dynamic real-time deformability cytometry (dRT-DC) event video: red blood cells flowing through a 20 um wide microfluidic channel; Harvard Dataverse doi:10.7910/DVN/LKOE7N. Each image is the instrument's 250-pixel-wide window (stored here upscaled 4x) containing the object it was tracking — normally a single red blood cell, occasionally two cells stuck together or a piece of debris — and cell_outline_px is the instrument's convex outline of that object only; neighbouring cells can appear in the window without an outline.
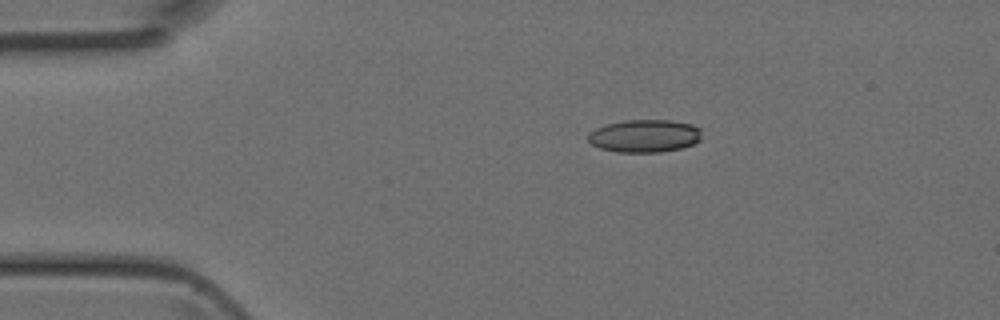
{"species": "Egyptian fruit bat (a non-hibernating species)", "species_latin": "Rousettus aegyptiacus", "temperature_condition": "room temperature", "stored_images_in_passage": 39, "camera_frame_rate_fps": 3000, "um_per_image_px": 0.085, "animal": {"sex": "female"}, "frame": {"image": 1, "passage_image": 1, "time_ms": 0.0, "image_size_px": [1000, 320], "cell_outline_px": [[700, 140], [692, 144], [680, 148], [660, 152], [616, 152], [600, 148], [592, 144], [588, 140], [588, 132], [604, 124], [624, 120], [672, 120], [692, 124], [700, 128]], "centroid_in_image_um": [54.76, 11.54], "position_along_channel_um": 30.2, "area_um2": 21.79}}
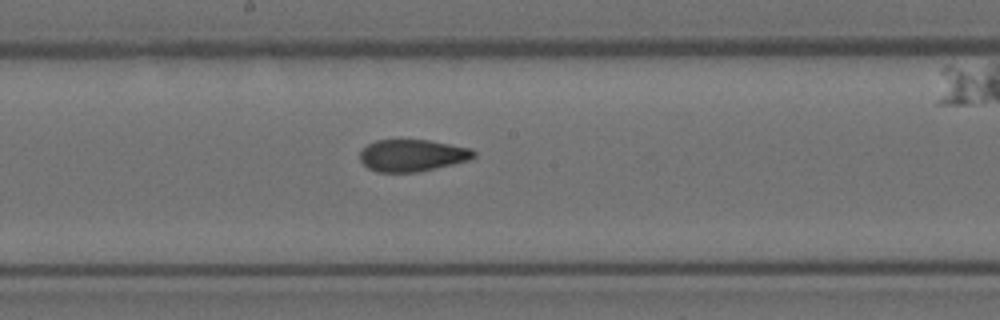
{"frame": {"image": 2, "passage_image": 17, "time_ms": 5.333, "image_size_px": [1000, 320], "cell_outline_px": [[476, 156], [468, 160], [420, 172], [376, 172], [368, 168], [360, 160], [360, 152], [368, 144], [376, 140], [428, 140], [472, 148], [476, 152]], "centroid_in_image_um": [35.05, 13.21], "position_along_channel_um": 213.1, "area_um2": 21.21}}
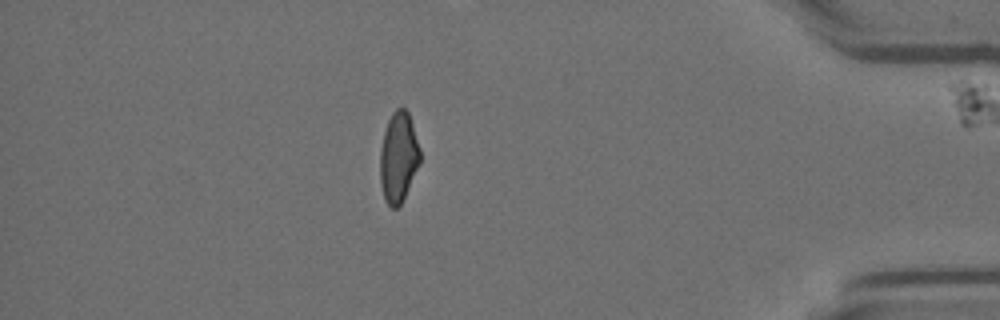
{"frame": {"image": 3, "passage_image": 33, "time_ms": 10.667, "image_size_px": [1000, 320], "cell_outline_px": [[420, 164], [400, 204], [396, 208], [392, 208], [384, 200], [380, 184], [380, 152], [384, 132], [388, 120], [392, 112], [396, 108], [404, 108], [408, 112], [420, 148]], "centroid_in_image_um": [33.86, 13.36], "position_along_channel_um": 401.3, "area_um2": 20.92}}